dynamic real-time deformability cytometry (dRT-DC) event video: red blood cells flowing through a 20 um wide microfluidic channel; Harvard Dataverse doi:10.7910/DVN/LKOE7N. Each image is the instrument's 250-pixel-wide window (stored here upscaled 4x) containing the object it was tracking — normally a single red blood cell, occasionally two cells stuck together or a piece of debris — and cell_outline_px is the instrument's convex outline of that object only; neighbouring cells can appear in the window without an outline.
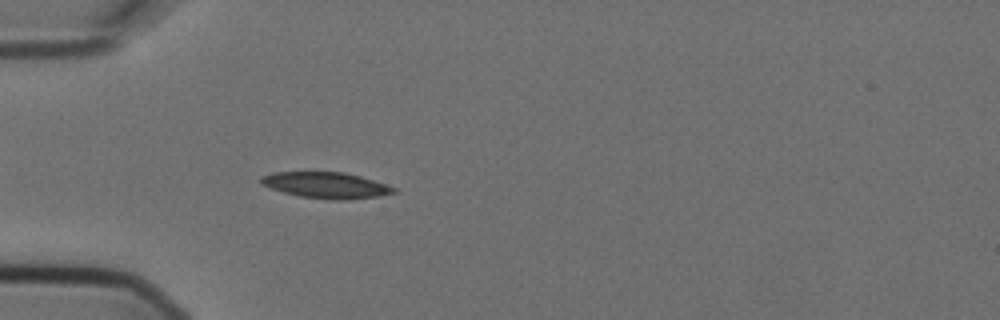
{"species": "Egyptian fruit bat (a non-hibernating species)", "species_latin": "Rousettus aegyptiacus", "temperature_condition": "cold", "stored_images_in_passage": 4, "camera_frame_rate_fps": 3000, "um_per_image_px": 0.085, "animal": {"sex": "female"}, "frame": {"image": 1, "passage_image": 4, "time_ms": 1.0, "image_size_px": [1000, 320], "cell_outline_px": [[396, 192], [380, 196], [348, 200], [332, 200], [300, 196], [284, 192], [260, 184], [260, 176], [276, 172], [344, 172], [360, 176], [396, 188]], "centroid_in_image_um": [27.71, 15.75], "position_along_channel_um": 57.3, "area_um2": 20.06}}